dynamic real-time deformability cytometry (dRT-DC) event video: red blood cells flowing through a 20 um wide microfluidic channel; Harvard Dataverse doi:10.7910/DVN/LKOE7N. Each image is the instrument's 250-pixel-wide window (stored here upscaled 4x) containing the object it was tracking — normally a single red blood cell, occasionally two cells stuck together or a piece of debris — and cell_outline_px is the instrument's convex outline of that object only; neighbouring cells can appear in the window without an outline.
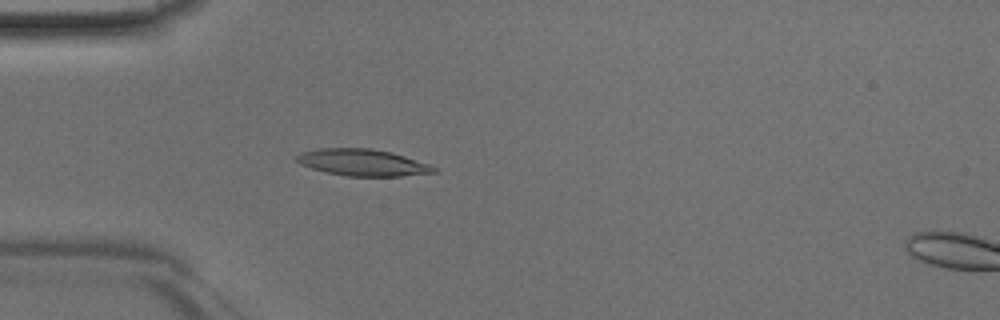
{"species": "Egyptian fruit bat (a non-hibernating species)", "species_latin": "Rousettus aegyptiacus", "temperature_condition": "room temperature", "stored_images_in_passage": 41, "camera_frame_rate_fps": 3000, "um_per_image_px": 0.085, "animal": {"sex": "male"}, "frame": {"image": 1, "passage_image": 8, "time_ms": 2.333, "image_size_px": [1000, 320], "cell_outline_px": [[436, 172], [400, 176], [348, 176], [328, 172], [312, 168], [300, 164], [296, 160], [296, 156], [300, 152], [320, 148], [368, 148], [392, 152], [428, 164], [436, 168]], "centroid_in_image_um": [30.79, 13.8], "position_along_channel_um": 54.2, "area_um2": 21.1}}
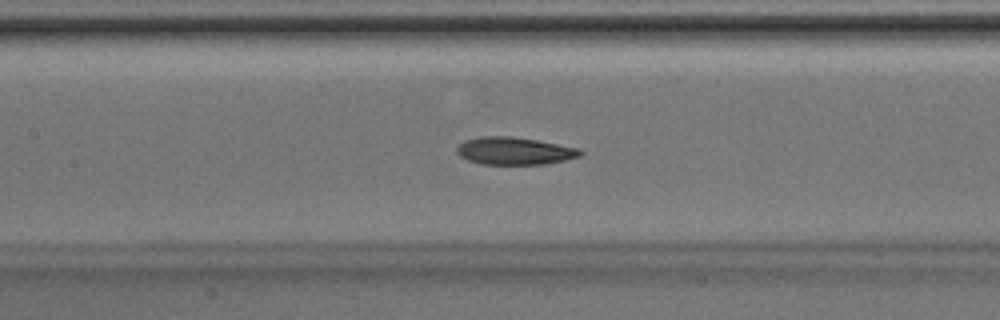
{"frame": {"image": 2, "passage_image": 16, "time_ms": 5.0, "image_size_px": [1000, 320], "cell_outline_px": [[584, 152], [580, 156], [564, 160], [544, 164], [480, 164], [468, 160], [460, 156], [456, 152], [456, 148], [464, 140], [480, 136], [512, 136], [536, 140], [580, 148]], "centroid_in_image_um": [43.71, 12.82], "position_along_channel_um": 163.7, "area_um2": 19.83}}
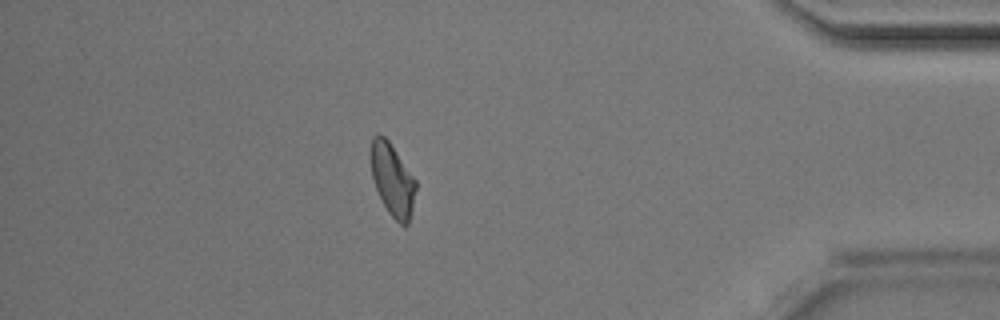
{"frame": {"image": 3, "passage_image": 35, "time_ms": 11.333, "image_size_px": [1000, 320], "cell_outline_px": [[416, 188], [408, 224], [404, 228], [388, 212], [376, 188], [372, 176], [372, 136], [380, 132], [388, 140], [416, 180]], "centroid_in_image_um": [33.37, 15.28], "position_along_channel_um": 401.8, "area_um2": 18.5}}